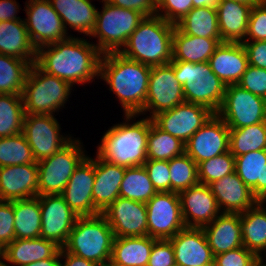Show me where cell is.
Here are the masks:
<instances>
[{
  "label": "cell",
  "mask_w": 266,
  "mask_h": 266,
  "mask_svg": "<svg viewBox=\"0 0 266 266\" xmlns=\"http://www.w3.org/2000/svg\"><path fill=\"white\" fill-rule=\"evenodd\" d=\"M47 49V50H45ZM102 53L85 39H67L37 49L35 64L47 74L56 76L71 86L90 83L99 77Z\"/></svg>",
  "instance_id": "cell-1"
},
{
  "label": "cell",
  "mask_w": 266,
  "mask_h": 266,
  "mask_svg": "<svg viewBox=\"0 0 266 266\" xmlns=\"http://www.w3.org/2000/svg\"><path fill=\"white\" fill-rule=\"evenodd\" d=\"M150 71L149 65L110 52L102 54L99 76L117 95L125 115H139L145 106Z\"/></svg>",
  "instance_id": "cell-2"
},
{
  "label": "cell",
  "mask_w": 266,
  "mask_h": 266,
  "mask_svg": "<svg viewBox=\"0 0 266 266\" xmlns=\"http://www.w3.org/2000/svg\"><path fill=\"white\" fill-rule=\"evenodd\" d=\"M134 116L125 115L127 123L114 125L107 130L98 147L99 157L126 168L144 165L147 161L150 117L129 124Z\"/></svg>",
  "instance_id": "cell-3"
},
{
  "label": "cell",
  "mask_w": 266,
  "mask_h": 266,
  "mask_svg": "<svg viewBox=\"0 0 266 266\" xmlns=\"http://www.w3.org/2000/svg\"><path fill=\"white\" fill-rule=\"evenodd\" d=\"M175 26L157 15L145 17L119 53L149 66L169 64Z\"/></svg>",
  "instance_id": "cell-4"
},
{
  "label": "cell",
  "mask_w": 266,
  "mask_h": 266,
  "mask_svg": "<svg viewBox=\"0 0 266 266\" xmlns=\"http://www.w3.org/2000/svg\"><path fill=\"white\" fill-rule=\"evenodd\" d=\"M113 241V230L100 213L78 217L63 248L69 253L101 265L110 260Z\"/></svg>",
  "instance_id": "cell-5"
},
{
  "label": "cell",
  "mask_w": 266,
  "mask_h": 266,
  "mask_svg": "<svg viewBox=\"0 0 266 266\" xmlns=\"http://www.w3.org/2000/svg\"><path fill=\"white\" fill-rule=\"evenodd\" d=\"M174 74L183 86L185 102L201 104L217 113L222 106L226 85L211 70L208 62L171 61Z\"/></svg>",
  "instance_id": "cell-6"
},
{
  "label": "cell",
  "mask_w": 266,
  "mask_h": 266,
  "mask_svg": "<svg viewBox=\"0 0 266 266\" xmlns=\"http://www.w3.org/2000/svg\"><path fill=\"white\" fill-rule=\"evenodd\" d=\"M71 85L41 70L35 63L30 66L22 93L25 114H50L64 106L71 94Z\"/></svg>",
  "instance_id": "cell-7"
},
{
  "label": "cell",
  "mask_w": 266,
  "mask_h": 266,
  "mask_svg": "<svg viewBox=\"0 0 266 266\" xmlns=\"http://www.w3.org/2000/svg\"><path fill=\"white\" fill-rule=\"evenodd\" d=\"M103 1V10L97 11L96 24L90 36L98 38L96 47L102 54L120 52L145 16L139 11L116 7Z\"/></svg>",
  "instance_id": "cell-8"
},
{
  "label": "cell",
  "mask_w": 266,
  "mask_h": 266,
  "mask_svg": "<svg viewBox=\"0 0 266 266\" xmlns=\"http://www.w3.org/2000/svg\"><path fill=\"white\" fill-rule=\"evenodd\" d=\"M79 140L72 139L38 164V196L61 194L75 168L86 157Z\"/></svg>",
  "instance_id": "cell-9"
},
{
  "label": "cell",
  "mask_w": 266,
  "mask_h": 266,
  "mask_svg": "<svg viewBox=\"0 0 266 266\" xmlns=\"http://www.w3.org/2000/svg\"><path fill=\"white\" fill-rule=\"evenodd\" d=\"M266 99L252 94L238 84L226 86L225 96L217 114L229 129L263 122Z\"/></svg>",
  "instance_id": "cell-10"
},
{
  "label": "cell",
  "mask_w": 266,
  "mask_h": 266,
  "mask_svg": "<svg viewBox=\"0 0 266 266\" xmlns=\"http://www.w3.org/2000/svg\"><path fill=\"white\" fill-rule=\"evenodd\" d=\"M60 125L54 115L25 114L23 131L36 162L54 155L72 139L60 135Z\"/></svg>",
  "instance_id": "cell-11"
},
{
  "label": "cell",
  "mask_w": 266,
  "mask_h": 266,
  "mask_svg": "<svg viewBox=\"0 0 266 266\" xmlns=\"http://www.w3.org/2000/svg\"><path fill=\"white\" fill-rule=\"evenodd\" d=\"M148 235L154 239H171L186 227L179 194L157 192L147 203Z\"/></svg>",
  "instance_id": "cell-12"
},
{
  "label": "cell",
  "mask_w": 266,
  "mask_h": 266,
  "mask_svg": "<svg viewBox=\"0 0 266 266\" xmlns=\"http://www.w3.org/2000/svg\"><path fill=\"white\" fill-rule=\"evenodd\" d=\"M26 4L24 22L36 49L68 38L64 24L49 0H29Z\"/></svg>",
  "instance_id": "cell-13"
},
{
  "label": "cell",
  "mask_w": 266,
  "mask_h": 266,
  "mask_svg": "<svg viewBox=\"0 0 266 266\" xmlns=\"http://www.w3.org/2000/svg\"><path fill=\"white\" fill-rule=\"evenodd\" d=\"M185 101L183 86L176 79L174 66H151L148 91L142 114L151 111L152 119L160 112L170 110Z\"/></svg>",
  "instance_id": "cell-14"
},
{
  "label": "cell",
  "mask_w": 266,
  "mask_h": 266,
  "mask_svg": "<svg viewBox=\"0 0 266 266\" xmlns=\"http://www.w3.org/2000/svg\"><path fill=\"white\" fill-rule=\"evenodd\" d=\"M213 114L206 106L184 101L170 110L158 113L152 120L160 129L185 144Z\"/></svg>",
  "instance_id": "cell-15"
},
{
  "label": "cell",
  "mask_w": 266,
  "mask_h": 266,
  "mask_svg": "<svg viewBox=\"0 0 266 266\" xmlns=\"http://www.w3.org/2000/svg\"><path fill=\"white\" fill-rule=\"evenodd\" d=\"M37 197L41 210L40 237L63 248L78 216L60 194Z\"/></svg>",
  "instance_id": "cell-16"
},
{
  "label": "cell",
  "mask_w": 266,
  "mask_h": 266,
  "mask_svg": "<svg viewBox=\"0 0 266 266\" xmlns=\"http://www.w3.org/2000/svg\"><path fill=\"white\" fill-rule=\"evenodd\" d=\"M230 129L224 120L214 113L185 143V153L198 165L204 160L229 151Z\"/></svg>",
  "instance_id": "cell-17"
},
{
  "label": "cell",
  "mask_w": 266,
  "mask_h": 266,
  "mask_svg": "<svg viewBox=\"0 0 266 266\" xmlns=\"http://www.w3.org/2000/svg\"><path fill=\"white\" fill-rule=\"evenodd\" d=\"M94 182L95 159L86 156L75 168L60 194L78 217L100 214L93 202Z\"/></svg>",
  "instance_id": "cell-18"
},
{
  "label": "cell",
  "mask_w": 266,
  "mask_h": 266,
  "mask_svg": "<svg viewBox=\"0 0 266 266\" xmlns=\"http://www.w3.org/2000/svg\"><path fill=\"white\" fill-rule=\"evenodd\" d=\"M101 214L112 228L114 237L148 235L145 203L118 197Z\"/></svg>",
  "instance_id": "cell-19"
},
{
  "label": "cell",
  "mask_w": 266,
  "mask_h": 266,
  "mask_svg": "<svg viewBox=\"0 0 266 266\" xmlns=\"http://www.w3.org/2000/svg\"><path fill=\"white\" fill-rule=\"evenodd\" d=\"M178 194L186 227L203 228L221 213L209 185L199 183Z\"/></svg>",
  "instance_id": "cell-20"
},
{
  "label": "cell",
  "mask_w": 266,
  "mask_h": 266,
  "mask_svg": "<svg viewBox=\"0 0 266 266\" xmlns=\"http://www.w3.org/2000/svg\"><path fill=\"white\" fill-rule=\"evenodd\" d=\"M176 264L180 266H214V256L203 228L185 227L171 239Z\"/></svg>",
  "instance_id": "cell-21"
},
{
  "label": "cell",
  "mask_w": 266,
  "mask_h": 266,
  "mask_svg": "<svg viewBox=\"0 0 266 266\" xmlns=\"http://www.w3.org/2000/svg\"><path fill=\"white\" fill-rule=\"evenodd\" d=\"M38 196V164L0 167V201Z\"/></svg>",
  "instance_id": "cell-22"
},
{
  "label": "cell",
  "mask_w": 266,
  "mask_h": 266,
  "mask_svg": "<svg viewBox=\"0 0 266 266\" xmlns=\"http://www.w3.org/2000/svg\"><path fill=\"white\" fill-rule=\"evenodd\" d=\"M209 187L223 212L242 213L259 201L236 172L212 182Z\"/></svg>",
  "instance_id": "cell-23"
},
{
  "label": "cell",
  "mask_w": 266,
  "mask_h": 266,
  "mask_svg": "<svg viewBox=\"0 0 266 266\" xmlns=\"http://www.w3.org/2000/svg\"><path fill=\"white\" fill-rule=\"evenodd\" d=\"M208 63L226 86L237 84L249 65L246 50L240 42H221Z\"/></svg>",
  "instance_id": "cell-24"
},
{
  "label": "cell",
  "mask_w": 266,
  "mask_h": 266,
  "mask_svg": "<svg viewBox=\"0 0 266 266\" xmlns=\"http://www.w3.org/2000/svg\"><path fill=\"white\" fill-rule=\"evenodd\" d=\"M220 214L203 227L213 256L243 246L240 213Z\"/></svg>",
  "instance_id": "cell-25"
},
{
  "label": "cell",
  "mask_w": 266,
  "mask_h": 266,
  "mask_svg": "<svg viewBox=\"0 0 266 266\" xmlns=\"http://www.w3.org/2000/svg\"><path fill=\"white\" fill-rule=\"evenodd\" d=\"M95 159L93 202L94 207L102 213L119 197L120 185L123 180L126 167L109 163L98 155Z\"/></svg>",
  "instance_id": "cell-26"
},
{
  "label": "cell",
  "mask_w": 266,
  "mask_h": 266,
  "mask_svg": "<svg viewBox=\"0 0 266 266\" xmlns=\"http://www.w3.org/2000/svg\"><path fill=\"white\" fill-rule=\"evenodd\" d=\"M252 6L233 0H219L216 5L222 42L242 43L247 35Z\"/></svg>",
  "instance_id": "cell-27"
},
{
  "label": "cell",
  "mask_w": 266,
  "mask_h": 266,
  "mask_svg": "<svg viewBox=\"0 0 266 266\" xmlns=\"http://www.w3.org/2000/svg\"><path fill=\"white\" fill-rule=\"evenodd\" d=\"M221 42V38H203L184 34L175 26L172 37L171 61L208 62Z\"/></svg>",
  "instance_id": "cell-28"
},
{
  "label": "cell",
  "mask_w": 266,
  "mask_h": 266,
  "mask_svg": "<svg viewBox=\"0 0 266 266\" xmlns=\"http://www.w3.org/2000/svg\"><path fill=\"white\" fill-rule=\"evenodd\" d=\"M37 49L32 45L24 20L0 22V54L34 64Z\"/></svg>",
  "instance_id": "cell-29"
},
{
  "label": "cell",
  "mask_w": 266,
  "mask_h": 266,
  "mask_svg": "<svg viewBox=\"0 0 266 266\" xmlns=\"http://www.w3.org/2000/svg\"><path fill=\"white\" fill-rule=\"evenodd\" d=\"M60 16L67 31V25L87 36L96 24L97 9L90 0H49Z\"/></svg>",
  "instance_id": "cell-30"
},
{
  "label": "cell",
  "mask_w": 266,
  "mask_h": 266,
  "mask_svg": "<svg viewBox=\"0 0 266 266\" xmlns=\"http://www.w3.org/2000/svg\"><path fill=\"white\" fill-rule=\"evenodd\" d=\"M156 240L149 235L114 237L110 260L120 266H147Z\"/></svg>",
  "instance_id": "cell-31"
},
{
  "label": "cell",
  "mask_w": 266,
  "mask_h": 266,
  "mask_svg": "<svg viewBox=\"0 0 266 266\" xmlns=\"http://www.w3.org/2000/svg\"><path fill=\"white\" fill-rule=\"evenodd\" d=\"M60 247L44 238L14 239L6 246L5 261L17 266H24L53 257Z\"/></svg>",
  "instance_id": "cell-32"
},
{
  "label": "cell",
  "mask_w": 266,
  "mask_h": 266,
  "mask_svg": "<svg viewBox=\"0 0 266 266\" xmlns=\"http://www.w3.org/2000/svg\"><path fill=\"white\" fill-rule=\"evenodd\" d=\"M235 172L259 201H265L266 149L236 156Z\"/></svg>",
  "instance_id": "cell-33"
},
{
  "label": "cell",
  "mask_w": 266,
  "mask_h": 266,
  "mask_svg": "<svg viewBox=\"0 0 266 266\" xmlns=\"http://www.w3.org/2000/svg\"><path fill=\"white\" fill-rule=\"evenodd\" d=\"M265 201H258L247 211L240 213L243 246L258 257L266 250Z\"/></svg>",
  "instance_id": "cell-34"
},
{
  "label": "cell",
  "mask_w": 266,
  "mask_h": 266,
  "mask_svg": "<svg viewBox=\"0 0 266 266\" xmlns=\"http://www.w3.org/2000/svg\"><path fill=\"white\" fill-rule=\"evenodd\" d=\"M14 230L16 239L40 237L41 210L38 197L13 200Z\"/></svg>",
  "instance_id": "cell-35"
},
{
  "label": "cell",
  "mask_w": 266,
  "mask_h": 266,
  "mask_svg": "<svg viewBox=\"0 0 266 266\" xmlns=\"http://www.w3.org/2000/svg\"><path fill=\"white\" fill-rule=\"evenodd\" d=\"M176 27L187 35L221 38L216 7H193Z\"/></svg>",
  "instance_id": "cell-36"
},
{
  "label": "cell",
  "mask_w": 266,
  "mask_h": 266,
  "mask_svg": "<svg viewBox=\"0 0 266 266\" xmlns=\"http://www.w3.org/2000/svg\"><path fill=\"white\" fill-rule=\"evenodd\" d=\"M185 152V144L177 137L160 129L150 118L147 160L169 161Z\"/></svg>",
  "instance_id": "cell-37"
},
{
  "label": "cell",
  "mask_w": 266,
  "mask_h": 266,
  "mask_svg": "<svg viewBox=\"0 0 266 266\" xmlns=\"http://www.w3.org/2000/svg\"><path fill=\"white\" fill-rule=\"evenodd\" d=\"M156 193L143 165L126 168L119 197L146 204Z\"/></svg>",
  "instance_id": "cell-38"
},
{
  "label": "cell",
  "mask_w": 266,
  "mask_h": 266,
  "mask_svg": "<svg viewBox=\"0 0 266 266\" xmlns=\"http://www.w3.org/2000/svg\"><path fill=\"white\" fill-rule=\"evenodd\" d=\"M31 65L28 61L0 54V94H22Z\"/></svg>",
  "instance_id": "cell-39"
},
{
  "label": "cell",
  "mask_w": 266,
  "mask_h": 266,
  "mask_svg": "<svg viewBox=\"0 0 266 266\" xmlns=\"http://www.w3.org/2000/svg\"><path fill=\"white\" fill-rule=\"evenodd\" d=\"M24 115L22 94H0V138L22 133Z\"/></svg>",
  "instance_id": "cell-40"
},
{
  "label": "cell",
  "mask_w": 266,
  "mask_h": 266,
  "mask_svg": "<svg viewBox=\"0 0 266 266\" xmlns=\"http://www.w3.org/2000/svg\"><path fill=\"white\" fill-rule=\"evenodd\" d=\"M262 149H266V128L263 122L230 129L229 151L234 157Z\"/></svg>",
  "instance_id": "cell-41"
},
{
  "label": "cell",
  "mask_w": 266,
  "mask_h": 266,
  "mask_svg": "<svg viewBox=\"0 0 266 266\" xmlns=\"http://www.w3.org/2000/svg\"><path fill=\"white\" fill-rule=\"evenodd\" d=\"M171 192L179 193L199 184L198 165L185 152L168 161Z\"/></svg>",
  "instance_id": "cell-42"
},
{
  "label": "cell",
  "mask_w": 266,
  "mask_h": 266,
  "mask_svg": "<svg viewBox=\"0 0 266 266\" xmlns=\"http://www.w3.org/2000/svg\"><path fill=\"white\" fill-rule=\"evenodd\" d=\"M35 162L32 150L23 133L0 138V167Z\"/></svg>",
  "instance_id": "cell-43"
},
{
  "label": "cell",
  "mask_w": 266,
  "mask_h": 266,
  "mask_svg": "<svg viewBox=\"0 0 266 266\" xmlns=\"http://www.w3.org/2000/svg\"><path fill=\"white\" fill-rule=\"evenodd\" d=\"M233 172H235V157L230 151L204 160L198 164V179L200 184L209 185Z\"/></svg>",
  "instance_id": "cell-44"
},
{
  "label": "cell",
  "mask_w": 266,
  "mask_h": 266,
  "mask_svg": "<svg viewBox=\"0 0 266 266\" xmlns=\"http://www.w3.org/2000/svg\"><path fill=\"white\" fill-rule=\"evenodd\" d=\"M192 8V0H156V15L174 25H176ZM159 12H161V14Z\"/></svg>",
  "instance_id": "cell-45"
},
{
  "label": "cell",
  "mask_w": 266,
  "mask_h": 266,
  "mask_svg": "<svg viewBox=\"0 0 266 266\" xmlns=\"http://www.w3.org/2000/svg\"><path fill=\"white\" fill-rule=\"evenodd\" d=\"M143 166L157 192H171L168 161L147 160Z\"/></svg>",
  "instance_id": "cell-46"
},
{
  "label": "cell",
  "mask_w": 266,
  "mask_h": 266,
  "mask_svg": "<svg viewBox=\"0 0 266 266\" xmlns=\"http://www.w3.org/2000/svg\"><path fill=\"white\" fill-rule=\"evenodd\" d=\"M237 84L252 94L266 99V69L248 65Z\"/></svg>",
  "instance_id": "cell-47"
},
{
  "label": "cell",
  "mask_w": 266,
  "mask_h": 266,
  "mask_svg": "<svg viewBox=\"0 0 266 266\" xmlns=\"http://www.w3.org/2000/svg\"><path fill=\"white\" fill-rule=\"evenodd\" d=\"M257 258L255 253L241 246L214 256V266H253Z\"/></svg>",
  "instance_id": "cell-48"
},
{
  "label": "cell",
  "mask_w": 266,
  "mask_h": 266,
  "mask_svg": "<svg viewBox=\"0 0 266 266\" xmlns=\"http://www.w3.org/2000/svg\"><path fill=\"white\" fill-rule=\"evenodd\" d=\"M247 37L244 41H266V5L260 3L252 7L249 22ZM249 36V38H248Z\"/></svg>",
  "instance_id": "cell-49"
},
{
  "label": "cell",
  "mask_w": 266,
  "mask_h": 266,
  "mask_svg": "<svg viewBox=\"0 0 266 266\" xmlns=\"http://www.w3.org/2000/svg\"><path fill=\"white\" fill-rule=\"evenodd\" d=\"M174 248L169 239H157L149 256L147 266H172L175 264Z\"/></svg>",
  "instance_id": "cell-50"
},
{
  "label": "cell",
  "mask_w": 266,
  "mask_h": 266,
  "mask_svg": "<svg viewBox=\"0 0 266 266\" xmlns=\"http://www.w3.org/2000/svg\"><path fill=\"white\" fill-rule=\"evenodd\" d=\"M14 239L13 201H0V242L7 246Z\"/></svg>",
  "instance_id": "cell-51"
},
{
  "label": "cell",
  "mask_w": 266,
  "mask_h": 266,
  "mask_svg": "<svg viewBox=\"0 0 266 266\" xmlns=\"http://www.w3.org/2000/svg\"><path fill=\"white\" fill-rule=\"evenodd\" d=\"M248 57V64L266 69V41H243Z\"/></svg>",
  "instance_id": "cell-52"
},
{
  "label": "cell",
  "mask_w": 266,
  "mask_h": 266,
  "mask_svg": "<svg viewBox=\"0 0 266 266\" xmlns=\"http://www.w3.org/2000/svg\"><path fill=\"white\" fill-rule=\"evenodd\" d=\"M111 5L139 11L145 17L156 15V0H106Z\"/></svg>",
  "instance_id": "cell-53"
},
{
  "label": "cell",
  "mask_w": 266,
  "mask_h": 266,
  "mask_svg": "<svg viewBox=\"0 0 266 266\" xmlns=\"http://www.w3.org/2000/svg\"><path fill=\"white\" fill-rule=\"evenodd\" d=\"M18 4L14 0H0V22L21 20L16 17L19 11Z\"/></svg>",
  "instance_id": "cell-54"
},
{
  "label": "cell",
  "mask_w": 266,
  "mask_h": 266,
  "mask_svg": "<svg viewBox=\"0 0 266 266\" xmlns=\"http://www.w3.org/2000/svg\"><path fill=\"white\" fill-rule=\"evenodd\" d=\"M60 257L66 259L64 264L61 263L60 266H100L93 261L69 253L64 248H60Z\"/></svg>",
  "instance_id": "cell-55"
},
{
  "label": "cell",
  "mask_w": 266,
  "mask_h": 266,
  "mask_svg": "<svg viewBox=\"0 0 266 266\" xmlns=\"http://www.w3.org/2000/svg\"><path fill=\"white\" fill-rule=\"evenodd\" d=\"M60 250L51 258L40 260L37 262H32L24 266H60Z\"/></svg>",
  "instance_id": "cell-56"
},
{
  "label": "cell",
  "mask_w": 266,
  "mask_h": 266,
  "mask_svg": "<svg viewBox=\"0 0 266 266\" xmlns=\"http://www.w3.org/2000/svg\"><path fill=\"white\" fill-rule=\"evenodd\" d=\"M193 7H216L219 0H192Z\"/></svg>",
  "instance_id": "cell-57"
},
{
  "label": "cell",
  "mask_w": 266,
  "mask_h": 266,
  "mask_svg": "<svg viewBox=\"0 0 266 266\" xmlns=\"http://www.w3.org/2000/svg\"><path fill=\"white\" fill-rule=\"evenodd\" d=\"M233 1L245 3L252 7L261 3V0H233Z\"/></svg>",
  "instance_id": "cell-58"
},
{
  "label": "cell",
  "mask_w": 266,
  "mask_h": 266,
  "mask_svg": "<svg viewBox=\"0 0 266 266\" xmlns=\"http://www.w3.org/2000/svg\"><path fill=\"white\" fill-rule=\"evenodd\" d=\"M5 250L6 246L0 242V264L4 263L3 261H1V258L5 260Z\"/></svg>",
  "instance_id": "cell-59"
},
{
  "label": "cell",
  "mask_w": 266,
  "mask_h": 266,
  "mask_svg": "<svg viewBox=\"0 0 266 266\" xmlns=\"http://www.w3.org/2000/svg\"><path fill=\"white\" fill-rule=\"evenodd\" d=\"M263 260H264V259L262 258V256L258 257V258L254 261L253 266H266V264H264Z\"/></svg>",
  "instance_id": "cell-60"
},
{
  "label": "cell",
  "mask_w": 266,
  "mask_h": 266,
  "mask_svg": "<svg viewBox=\"0 0 266 266\" xmlns=\"http://www.w3.org/2000/svg\"><path fill=\"white\" fill-rule=\"evenodd\" d=\"M100 266H120L115 263H113L111 260L106 261L105 263L101 264Z\"/></svg>",
  "instance_id": "cell-61"
},
{
  "label": "cell",
  "mask_w": 266,
  "mask_h": 266,
  "mask_svg": "<svg viewBox=\"0 0 266 266\" xmlns=\"http://www.w3.org/2000/svg\"><path fill=\"white\" fill-rule=\"evenodd\" d=\"M263 124H264V127L266 128V105H265L264 116H263Z\"/></svg>",
  "instance_id": "cell-62"
},
{
  "label": "cell",
  "mask_w": 266,
  "mask_h": 266,
  "mask_svg": "<svg viewBox=\"0 0 266 266\" xmlns=\"http://www.w3.org/2000/svg\"><path fill=\"white\" fill-rule=\"evenodd\" d=\"M265 202H266V174H265Z\"/></svg>",
  "instance_id": "cell-63"
},
{
  "label": "cell",
  "mask_w": 266,
  "mask_h": 266,
  "mask_svg": "<svg viewBox=\"0 0 266 266\" xmlns=\"http://www.w3.org/2000/svg\"><path fill=\"white\" fill-rule=\"evenodd\" d=\"M261 3L266 5V0H261Z\"/></svg>",
  "instance_id": "cell-64"
},
{
  "label": "cell",
  "mask_w": 266,
  "mask_h": 266,
  "mask_svg": "<svg viewBox=\"0 0 266 266\" xmlns=\"http://www.w3.org/2000/svg\"><path fill=\"white\" fill-rule=\"evenodd\" d=\"M0 266H8L6 263H2L0 264Z\"/></svg>",
  "instance_id": "cell-65"
}]
</instances>
